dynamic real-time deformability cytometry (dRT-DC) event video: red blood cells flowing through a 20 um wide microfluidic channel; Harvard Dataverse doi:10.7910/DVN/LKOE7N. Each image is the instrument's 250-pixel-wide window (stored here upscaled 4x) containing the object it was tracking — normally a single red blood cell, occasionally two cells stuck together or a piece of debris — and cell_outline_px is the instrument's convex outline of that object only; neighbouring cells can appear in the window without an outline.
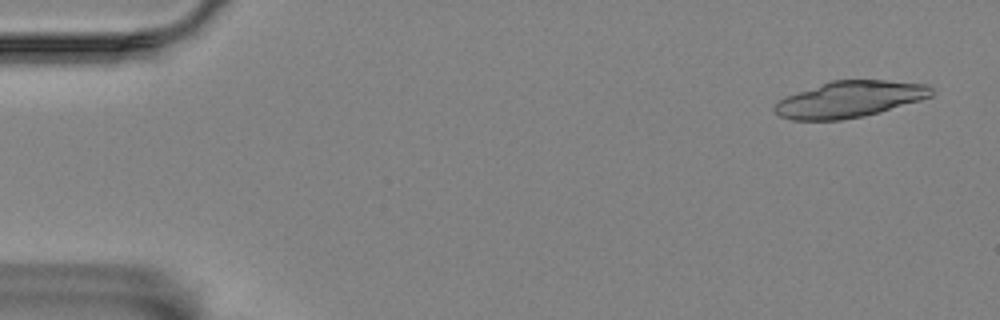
{"species": "Egyptian fruit bat (a non-hibernating species)", "species_latin": "Rousettus aegyptiacus", "temperature_condition": "room temperature", "stored_images_in_passage": 17, "camera_frame_rate_fps": 3000, "um_per_image_px": 0.085, "animal": {"sex": "female"}, "frame": {"image": 1, "passage_image": 2, "time_ms": 0.333, "image_size_px": [1000, 320], "cell_outline_px": [[936, 92], [932, 96], [920, 100], [880, 112], [864, 116], [840, 120], [792, 120], [780, 116], [772, 108], [780, 100], [788, 96], [832, 80], [884, 80], [928, 84]], "centroid_in_image_um": [72.27, 8.44], "position_along_channel_um": 12.7, "area_um2": 32.95}}